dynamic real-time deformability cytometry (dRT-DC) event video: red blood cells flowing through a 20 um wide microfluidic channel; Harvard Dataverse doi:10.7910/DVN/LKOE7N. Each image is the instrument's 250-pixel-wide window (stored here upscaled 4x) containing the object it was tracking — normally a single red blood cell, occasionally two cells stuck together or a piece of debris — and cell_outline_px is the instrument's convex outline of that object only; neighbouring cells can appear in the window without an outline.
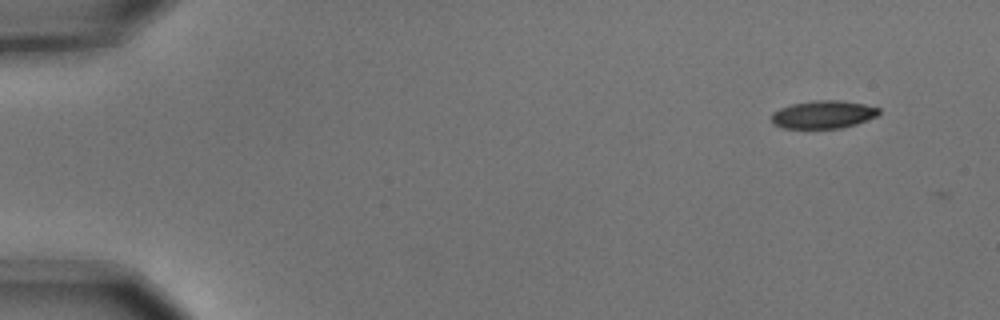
{"species": "common noctule bat (a hibernating species)", "species_latin": "Nyctalus noctula", "temperature_condition": "cold", "stored_images_in_passage": 10, "camera_frame_rate_fps": 3000, "um_per_image_px": 0.085, "animal": {"sex": "male", "body_mass_g": 15.6}, "frame": {"image": 1, "passage_image": 1, "time_ms": 0.0, "image_size_px": [1000, 320], "cell_outline_px": [[880, 112], [876, 116], [856, 124], [840, 128], [780, 128], [772, 124], [772, 112], [780, 108], [792, 104], [816, 100], [836, 100], [864, 104], [880, 108]], "centroid_in_image_um": [69.95, 9.74], "position_along_channel_um": 15.1, "area_um2": 17.4}}
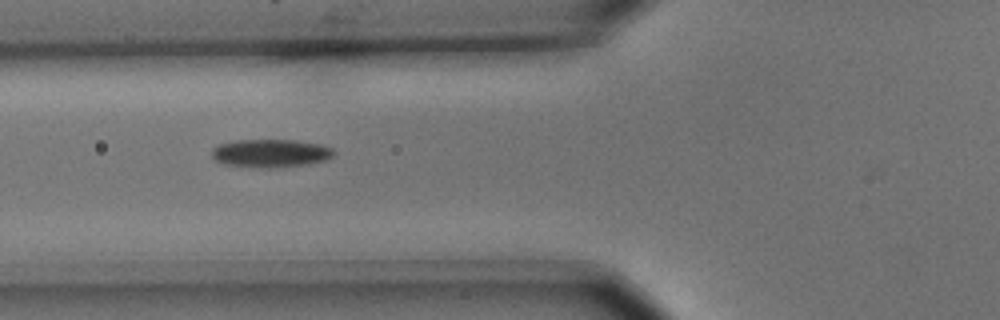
{"frame": {"image": 2, "passage_image": 6, "time_ms": 1.667, "image_size_px": [1000, 320], "cell_outline_px": [[336, 152], [328, 160], [308, 164], [268, 168], [260, 168], [224, 164], [216, 160], [212, 156], [212, 148], [220, 144], [232, 140], [296, 140], [320, 144], [332, 148]], "centroid_in_image_um": [23.02, 13.02], "position_along_channel_um": 102.8, "area_um2": 20.11}}
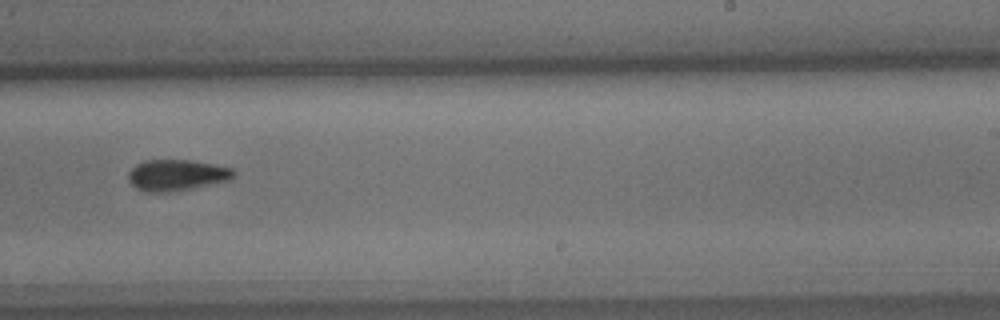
{"frame": {"image": 3, "passage_image": 10, "time_ms": 3.0, "image_size_px": [1000, 320], "cell_outline_px": [[236, 176], [232, 180], [192, 188], [168, 192], [148, 192], [136, 188], [128, 180], [128, 172], [136, 164], [144, 160], [192, 160], [232, 168], [236, 172]], "centroid_in_image_um": [15.04, 14.88], "position_along_channel_um": 274.0, "area_um2": 19.25}}